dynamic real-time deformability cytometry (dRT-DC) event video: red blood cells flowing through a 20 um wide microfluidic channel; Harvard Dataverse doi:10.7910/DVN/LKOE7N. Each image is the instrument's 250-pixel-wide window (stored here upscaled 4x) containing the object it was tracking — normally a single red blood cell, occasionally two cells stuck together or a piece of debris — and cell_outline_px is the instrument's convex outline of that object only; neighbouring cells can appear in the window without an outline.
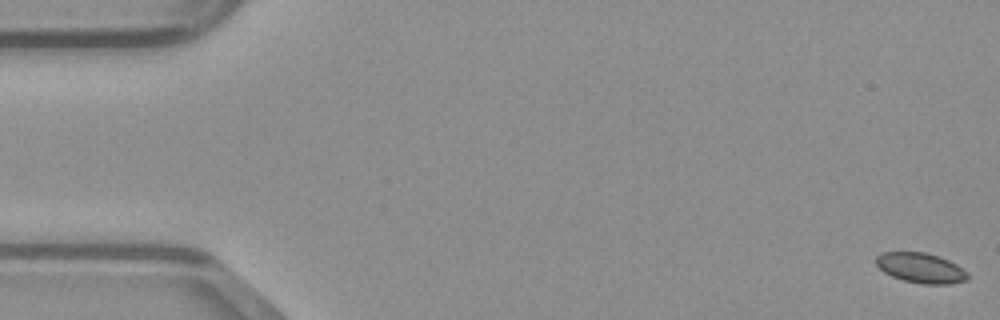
{"species": "common noctule bat (a hibernating species)", "species_latin": "Nyctalus noctula", "temperature_condition": "warm", "stored_images_in_passage": 49, "camera_frame_rate_fps": 3000, "um_per_image_px": 0.085, "animal": {"sex": "male", "body_mass_g": 23.1, "forearm_length_mm": 52.7}, "frame": {"image": 1, "passage_image": 1, "time_ms": 0.0, "image_size_px": [1000, 320], "cell_outline_px": [[968, 280], [948, 284], [920, 284], [904, 280], [892, 276], [884, 272], [876, 264], [876, 256], [880, 252], [924, 252], [948, 260], [956, 264], [968, 272]], "centroid_in_image_um": [78.26, 22.78], "position_along_channel_um": 6.7, "area_um2": 16.01}}
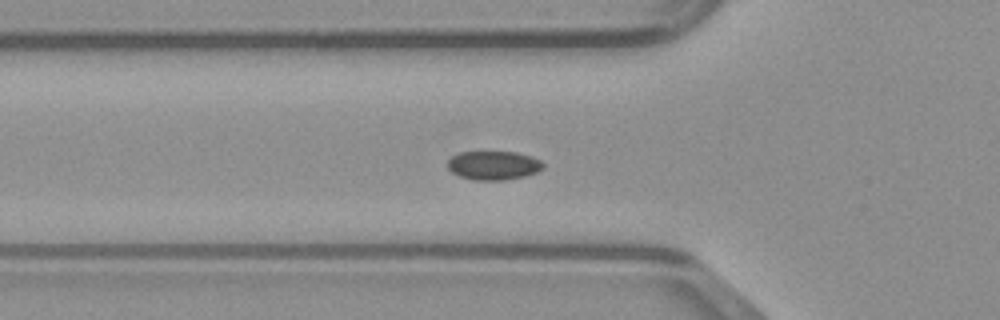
{"frame": {"image": 2, "passage_image": 17, "time_ms": 5.333, "image_size_px": [1000, 320], "cell_outline_px": [[544, 168], [536, 172], [524, 176], [504, 180], [472, 180], [460, 176], [452, 172], [448, 168], [448, 160], [452, 156], [460, 152], [516, 152], [532, 156], [540, 160], [544, 164]], "centroid_in_image_um": [41.96, 14.05], "position_along_channel_um": 83.8, "area_um2": 16.07}}
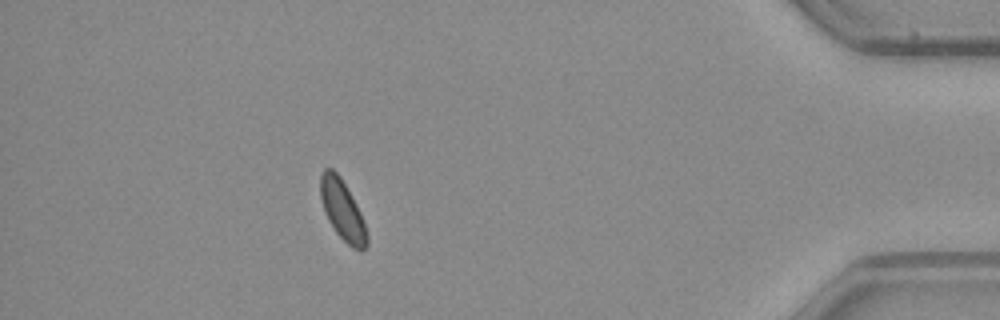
{"frame": {"image": 3, "passage_image": 44, "time_ms": 14.333, "image_size_px": [1000, 320], "cell_outline_px": [[368, 244], [360, 252], [352, 248], [336, 232], [328, 220], [324, 212], [320, 196], [320, 172], [324, 168], [332, 168], [340, 176], [356, 204], [360, 212], [368, 236]], "centroid_in_image_um": [29.09, 17.85], "position_along_channel_um": 406.1, "area_um2": 16.24}}